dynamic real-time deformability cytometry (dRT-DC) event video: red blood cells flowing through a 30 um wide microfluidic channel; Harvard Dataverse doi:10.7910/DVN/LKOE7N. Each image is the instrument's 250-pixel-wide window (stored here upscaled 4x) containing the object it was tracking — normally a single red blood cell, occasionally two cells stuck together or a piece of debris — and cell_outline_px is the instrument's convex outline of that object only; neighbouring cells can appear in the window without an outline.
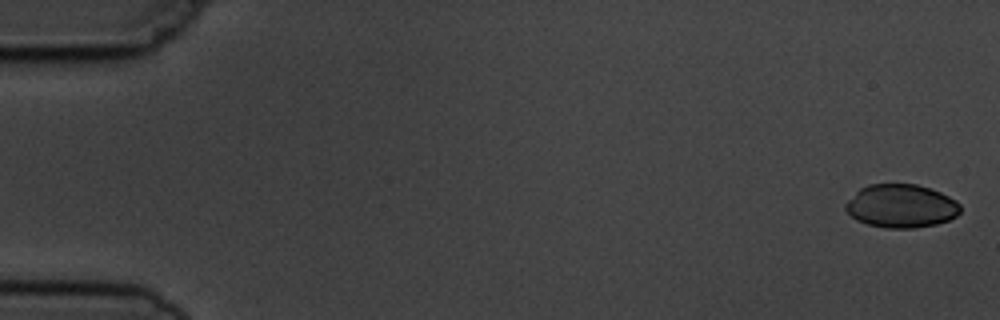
{"species": "common noctule bat (a hibernating species)", "species_latin": "Nyctalus noctula", "temperature_condition": "cold", "stored_images_in_passage": 5, "camera_frame_rate_fps": 3000, "um_per_image_px": 0.085, "animal": {"sex": "male", "body_mass_g": 19.5, "forearm_length_mm": 54.6}, "frame": {"image": 1, "passage_image": 1, "time_ms": 0.0, "image_size_px": [1000, 320], "cell_outline_px": [[960, 212], [956, 216], [948, 220], [936, 224], [916, 228], [884, 228], [868, 224], [856, 220], [844, 208], [844, 204], [860, 188], [868, 184], [916, 184], [940, 192], [956, 200], [960, 204]], "centroid_in_image_um": [76.59, 17.51], "position_along_channel_um": 8.4, "area_um2": 29.02}}